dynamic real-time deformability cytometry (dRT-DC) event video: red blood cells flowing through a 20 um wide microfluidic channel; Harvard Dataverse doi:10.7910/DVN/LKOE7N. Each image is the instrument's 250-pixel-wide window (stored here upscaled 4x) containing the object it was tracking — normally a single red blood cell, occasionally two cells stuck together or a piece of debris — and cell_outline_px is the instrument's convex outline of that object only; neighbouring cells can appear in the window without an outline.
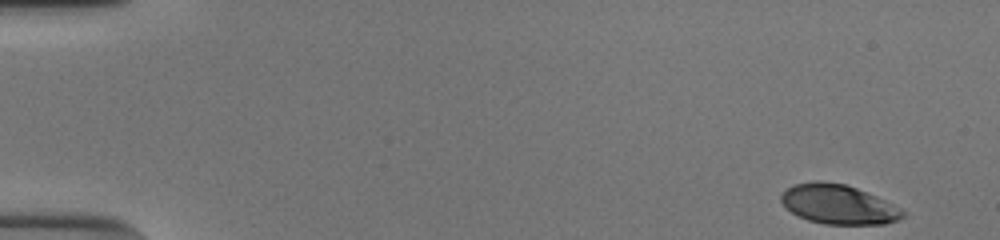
{"species": "human", "species_latin": "Homo sapiens", "temperature_condition": "cold", "stored_images_in_passage": 51, "camera_frame_rate_fps": 3000, "um_per_image_px": 0.085, "donor": {"sex": "male"}, "frame": {"image": 1, "passage_image": 1, "time_ms": 0.0, "image_size_px": [1000, 240], "cell_outline_px": [[904, 216], [900, 220], [884, 224], [824, 224], [808, 220], [792, 212], [780, 200], [780, 196], [792, 184], [816, 180], [820, 180], [844, 184], [856, 188], [876, 196], [900, 208], [904, 212]], "centroid_in_image_um": [71.26, 17.36], "position_along_channel_um": 13.7, "area_um2": 27.8}}
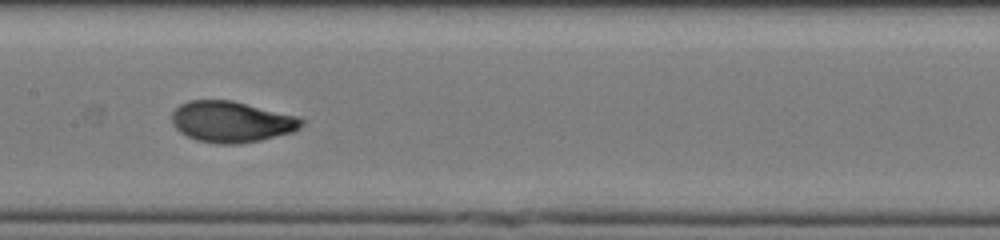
{"frame": {"image": 2, "passage_image": 26, "time_ms": 8.333, "image_size_px": [1000, 240], "cell_outline_px": [[304, 124], [300, 128], [292, 132], [260, 140], [236, 144], [216, 144], [196, 140], [180, 132], [172, 124], [172, 112], [180, 104], [188, 100], [232, 100], [300, 116], [304, 120]], "centroid_in_image_um": [19.69, 10.34], "position_along_channel_um": 187.7, "area_um2": 31.27}}
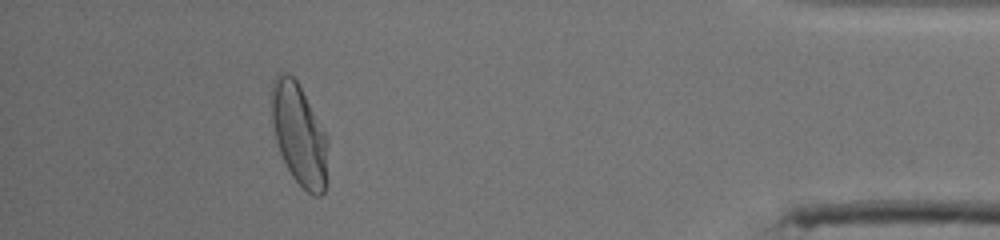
{"frame": {"image": 3, "passage_image": 47, "time_ms": 15.333, "image_size_px": [1000, 240], "cell_outline_px": [[328, 184], [324, 192], [320, 196], [312, 196], [292, 176], [280, 152], [276, 140], [272, 124], [272, 84], [276, 76], [284, 72], [288, 72], [296, 80], [328, 136]], "centroid_in_image_um": [25.48, 11.49], "position_along_channel_um": 409.7, "area_um2": 33.47}, "authors_computed_cell_mechanics": {"area_um2": 30.5184, "velocity_mm_per_s": 3.8448, "shape_relaxation_time_tau1_ms": 3.0656, "shape_relaxation_time_tau2_ms": null, "deformation_change_tau1": 0.1763, "deformation_change_tau2": null}}